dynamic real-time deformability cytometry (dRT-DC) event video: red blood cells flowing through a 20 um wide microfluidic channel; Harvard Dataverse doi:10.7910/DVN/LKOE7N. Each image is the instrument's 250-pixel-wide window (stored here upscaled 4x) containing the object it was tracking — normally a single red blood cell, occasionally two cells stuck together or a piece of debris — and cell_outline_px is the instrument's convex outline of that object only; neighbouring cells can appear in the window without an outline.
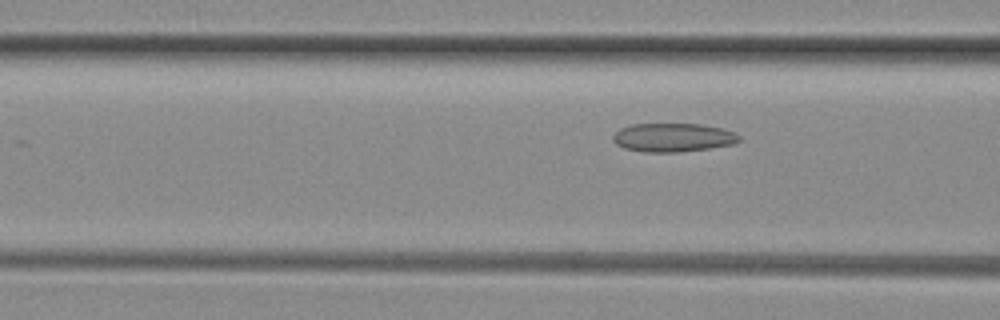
{"species": "common noctule bat (a hibernating species)", "species_latin": "Nyctalus noctula", "temperature_condition": "room temperature", "stored_images_in_passage": 7, "segment_of_instrument_passage": [2, 2], "camera_frame_rate_fps": 3000, "um_per_image_px": 0.085, "animal": {"sex": "female", "body_mass_g": 29.2, "forearm_length_mm": 56.3}, "frame": {"image": 1, "passage_image": 7, "time_ms": 2.0, "image_size_px": [1000, 320], "cell_outline_px": [[740, 140], [736, 144], [680, 152], [644, 152], [624, 148], [616, 144], [612, 140], [612, 136], [620, 128], [632, 124], [700, 124], [724, 128], [740, 136]], "centroid_in_image_um": [57.2, 11.69], "position_along_channel_um": 109.4, "area_um2": 21.15}}